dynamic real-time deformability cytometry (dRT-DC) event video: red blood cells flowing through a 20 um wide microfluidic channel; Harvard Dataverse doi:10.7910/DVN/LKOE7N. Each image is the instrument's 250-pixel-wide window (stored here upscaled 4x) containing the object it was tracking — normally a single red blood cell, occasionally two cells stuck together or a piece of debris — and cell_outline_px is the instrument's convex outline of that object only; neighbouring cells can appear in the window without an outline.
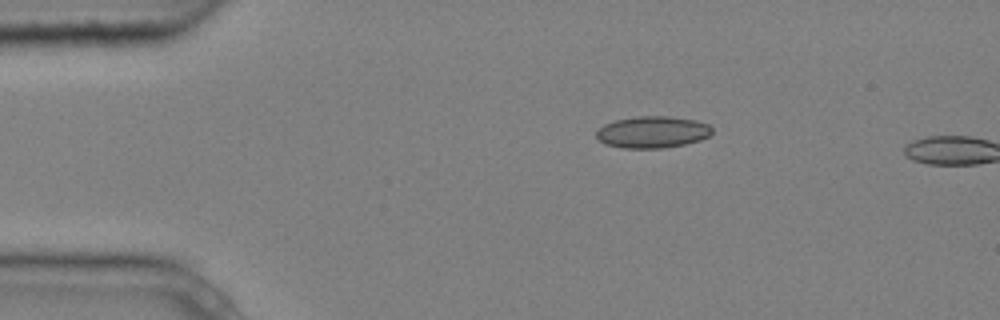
{"species": "common noctule bat (a hibernating species)", "species_latin": "Nyctalus noctula", "temperature_condition": "cold", "stored_images_in_passage": 2, "camera_frame_rate_fps": 3000, "um_per_image_px": 0.085, "animal": {"sex": "male", "body_mass_g": 20.4}, "frame": {"image": 1, "passage_image": 1, "time_ms": 0.0, "image_size_px": [1000, 320], "cell_outline_px": [[712, 132], [708, 136], [700, 140], [684, 144], [660, 148], [624, 148], [604, 144], [596, 136], [596, 132], [604, 124], [616, 120], [636, 116], [668, 116], [696, 120], [708, 124], [712, 128]], "centroid_in_image_um": [55.46, 11.22], "position_along_channel_um": 29.5, "area_um2": 21.33}}